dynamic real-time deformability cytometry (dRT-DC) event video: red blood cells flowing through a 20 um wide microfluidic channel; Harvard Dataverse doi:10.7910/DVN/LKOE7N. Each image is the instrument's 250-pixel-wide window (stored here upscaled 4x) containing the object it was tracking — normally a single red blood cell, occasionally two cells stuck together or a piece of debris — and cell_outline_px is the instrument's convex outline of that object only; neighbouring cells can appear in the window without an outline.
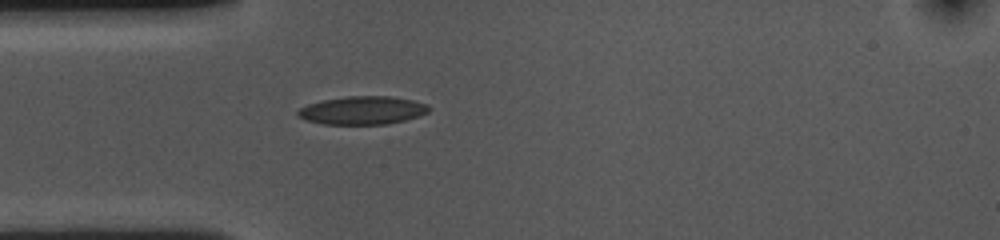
{"species": "common noctule bat (a hibernating species)", "species_latin": "Nyctalus noctula", "temperature_condition": "cold", "stored_images_in_passage": 41, "camera_frame_rate_fps": 3000, "um_per_image_px": 0.085, "animal": {"sex": "female", "body_mass_g": 10.0, "forearm_length_mm": 53.1}, "frame": {"image": 1, "passage_image": 1, "time_ms": 0.0, "image_size_px": [1000, 240], "cell_outline_px": [[432, 108], [428, 112], [420, 116], [388, 124], [324, 124], [304, 120], [296, 116], [296, 112], [300, 108], [308, 104], [324, 100], [348, 96], [388, 96], [412, 100], [428, 104]], "centroid_in_image_um": [30.82, 9.38], "position_along_channel_um": 54.2, "area_um2": 21.62}}
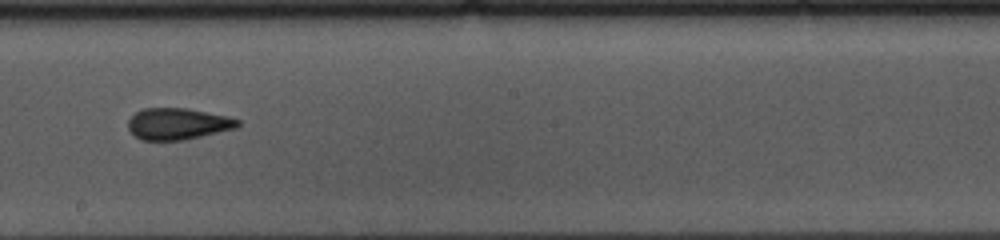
{"frame": {"image": 2, "passage_image": 16, "time_ms": 5.0, "image_size_px": [1000, 240], "cell_outline_px": [[240, 124], [236, 128], [184, 140], [140, 140], [128, 128], [128, 120], [136, 112], [144, 108], [188, 108], [228, 116], [240, 120]], "centroid_in_image_um": [15.12, 10.52], "position_along_channel_um": 233.1, "area_um2": 20.11}}
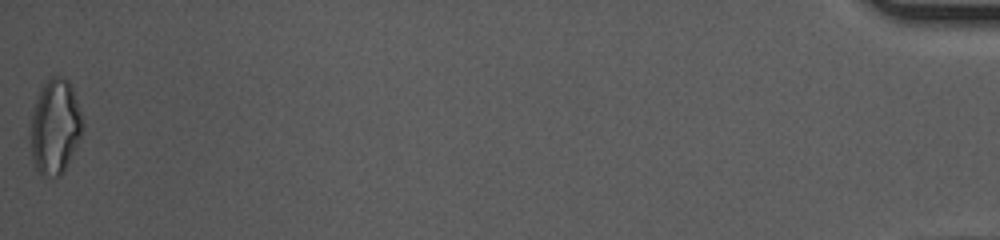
{"frame": {"image": 3, "passage_image": 41, "time_ms": 13.333, "image_size_px": [1000, 240], "cell_outline_px": [[84, 124], [80, 136], [60, 176], [40, 176], [32, 164], [32, 116], [40, 84], [48, 76], [60, 76], [68, 80], [72, 88]], "centroid_in_image_um": [4.66, 10.73], "position_along_channel_um": 430.5, "area_um2": 28.44}, "authors_computed_cell_mechanics": {"area_um2": 20.519, "velocity_mm_per_s": 3.6266, "shape_relaxation_time_tau1_ms": 6.9149, "shape_relaxation_time_tau2_ms": 2.4416, "deformation_change_tau1": 0.1606, "deformation_change_tau2": 0.0985}}